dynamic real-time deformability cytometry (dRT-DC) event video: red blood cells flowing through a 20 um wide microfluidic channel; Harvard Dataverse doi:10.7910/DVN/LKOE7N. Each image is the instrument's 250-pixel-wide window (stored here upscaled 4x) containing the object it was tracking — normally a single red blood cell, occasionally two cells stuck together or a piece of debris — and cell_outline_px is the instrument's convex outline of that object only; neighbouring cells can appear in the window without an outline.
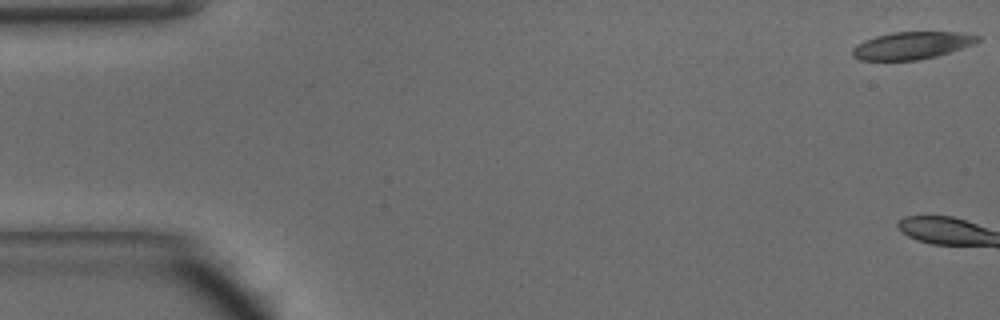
{"species": "common noctule bat (a hibernating species)", "species_latin": "Nyctalus noctula", "temperature_condition": "warm", "stored_images_in_passage": 3, "camera_frame_rate_fps": 3000, "um_per_image_px": 0.085, "animal": {"sex": "male", "body_mass_g": 15.6}, "frame": {"image": 1, "passage_image": 1, "time_ms": 0.0, "image_size_px": [1000, 320], "cell_outline_px": [[980, 40], [972, 44], [936, 56], [916, 60], [860, 60], [852, 56], [852, 48], [856, 44], [864, 40], [876, 36], [892, 32], [964, 32], [980, 36]], "centroid_in_image_um": [77.47, 3.86], "position_along_channel_um": 7.5, "area_um2": 19.88}}